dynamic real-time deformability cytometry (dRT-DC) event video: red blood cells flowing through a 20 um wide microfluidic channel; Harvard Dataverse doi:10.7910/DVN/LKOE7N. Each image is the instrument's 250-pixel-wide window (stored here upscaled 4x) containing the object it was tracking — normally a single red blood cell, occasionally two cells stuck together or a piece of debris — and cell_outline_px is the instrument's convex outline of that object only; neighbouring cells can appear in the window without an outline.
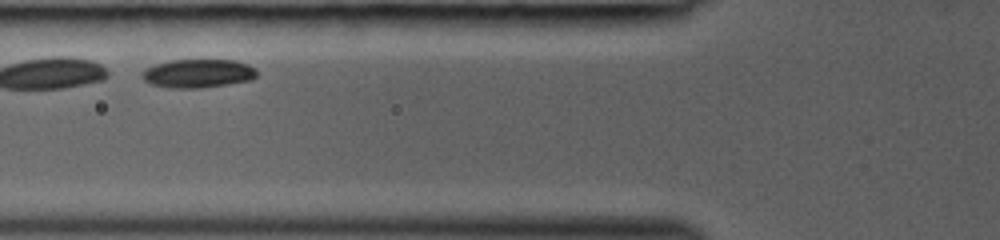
{"species": "common noctule bat (a hibernating species)", "species_latin": "Nyctalus noctula", "temperature_condition": "room temperature", "stored_images_in_passage": 26, "camera_frame_rate_fps": 3000, "um_per_image_px": 0.085, "animal": {"sex": "female", "body_mass_g": 19.0, "forearm_length_mm": 53.3}, "frame": {"image": 1, "passage_image": 5, "time_ms": 1.333, "image_size_px": [1000, 240], "cell_outline_px": [[256, 76], [252, 80], [200, 88], [172, 88], [152, 84], [144, 80], [140, 76], [148, 68], [156, 64], [172, 60], [236, 60], [248, 64], [256, 68]], "centroid_in_image_um": [16.87, 6.24], "position_along_channel_um": 108.9, "area_um2": 18.96}}
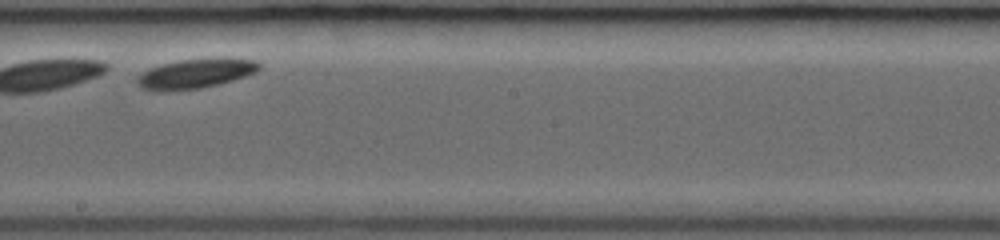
{"frame": {"image": 2, "passage_image": 14, "time_ms": 4.333, "image_size_px": [1000, 240], "cell_outline_px": [[260, 68], [256, 72], [248, 76], [220, 84], [200, 88], [160, 92], [140, 88], [136, 80], [148, 68], [160, 64], [176, 60], [216, 56], [220, 56], [256, 60], [260, 64]], "centroid_in_image_um": [16.66, 6.22], "position_along_channel_um": 231.5, "area_um2": 21.79}}
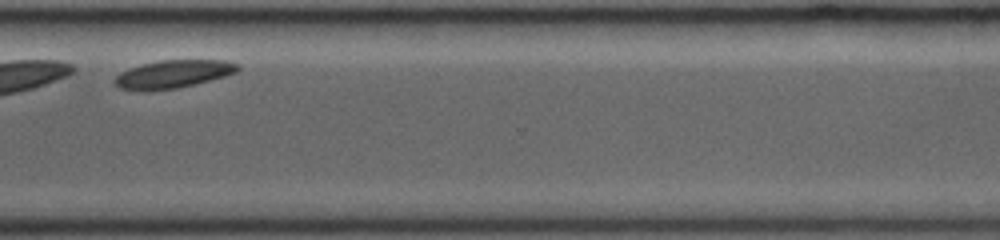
{"frame": {"image": 3, "passage_image": 23, "time_ms": 7.333, "image_size_px": [1000, 240], "cell_outline_px": [[240, 68], [236, 72], [224, 76], [196, 84], [176, 88], [140, 92], [120, 88], [116, 84], [116, 76], [120, 72], [128, 68], [160, 60], [224, 60], [240, 64]], "centroid_in_image_um": [14.72, 6.3], "position_along_channel_um": 355.9, "area_um2": 20.06}}